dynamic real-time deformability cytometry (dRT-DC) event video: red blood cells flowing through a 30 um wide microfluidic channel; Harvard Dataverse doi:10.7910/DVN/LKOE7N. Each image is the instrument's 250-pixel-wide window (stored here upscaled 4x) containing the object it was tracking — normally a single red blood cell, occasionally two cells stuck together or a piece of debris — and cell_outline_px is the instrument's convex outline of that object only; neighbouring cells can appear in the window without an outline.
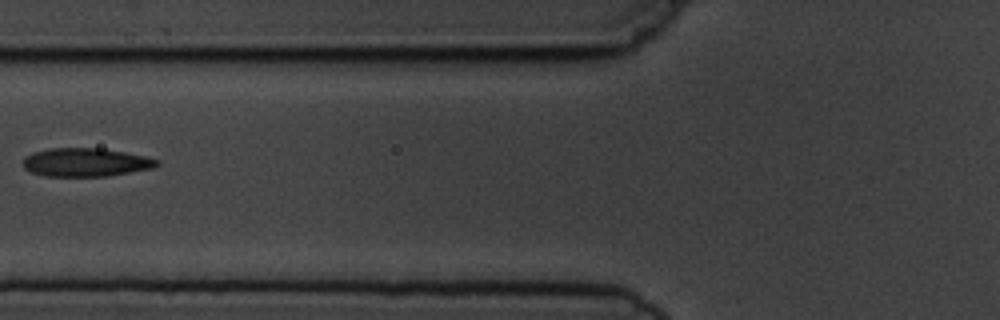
{"species": "common noctule bat (a hibernating species)", "species_latin": "Nyctalus noctula", "temperature_condition": "cold", "stored_images_in_passage": 8, "camera_frame_rate_fps": 3000, "um_per_image_px": 0.085, "animal": {"sex": "male", "body_mass_g": 19.5, "forearm_length_mm": 54.6}, "frame": {"image": 1, "passage_image": 8, "time_ms": 8.0, "image_size_px": [1000, 320], "cell_outline_px": [[160, 164], [156, 168], [108, 176], [44, 176], [32, 172], [24, 168], [24, 156], [32, 152], [48, 148], [100, 148], [124, 152], [144, 156], [160, 160]], "centroid_in_image_um": [7.31, 13.8], "position_along_channel_um": 118.5, "area_um2": 22.37}}